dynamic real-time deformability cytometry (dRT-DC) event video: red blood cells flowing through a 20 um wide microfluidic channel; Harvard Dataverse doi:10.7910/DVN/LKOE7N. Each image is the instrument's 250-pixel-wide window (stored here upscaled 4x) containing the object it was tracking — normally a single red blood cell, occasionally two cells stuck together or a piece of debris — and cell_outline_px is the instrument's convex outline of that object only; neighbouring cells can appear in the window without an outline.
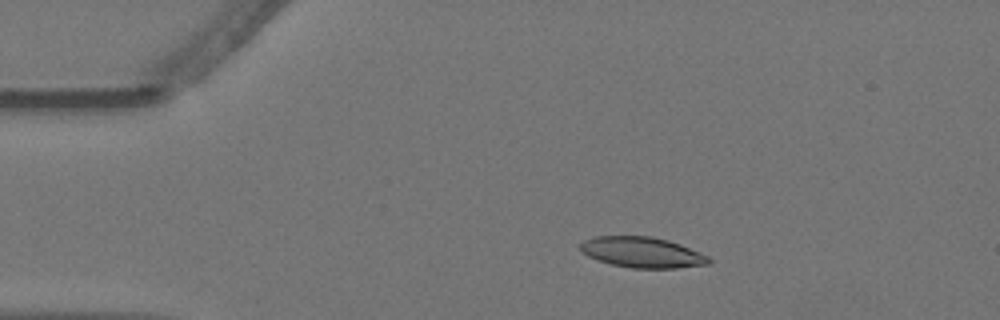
{"species": "Egyptian fruit bat (a non-hibernating species)", "species_latin": "Rousettus aegyptiacus", "temperature_condition": "warm", "stored_images_in_passage": 45, "camera_frame_rate_fps": 3000, "um_per_image_px": 0.085, "animal": {"sex": "female"}, "frame": {"image": 1, "passage_image": 7, "time_ms": 2.0, "image_size_px": [1000, 320], "cell_outline_px": [[712, 260], [708, 264], [676, 268], [632, 268], [612, 264], [596, 260], [580, 252], [580, 244], [584, 240], [596, 236], [652, 236], [668, 240], [680, 244], [708, 256]], "centroid_in_image_um": [54.56, 21.44], "position_along_channel_um": 30.4, "area_um2": 22.95}}
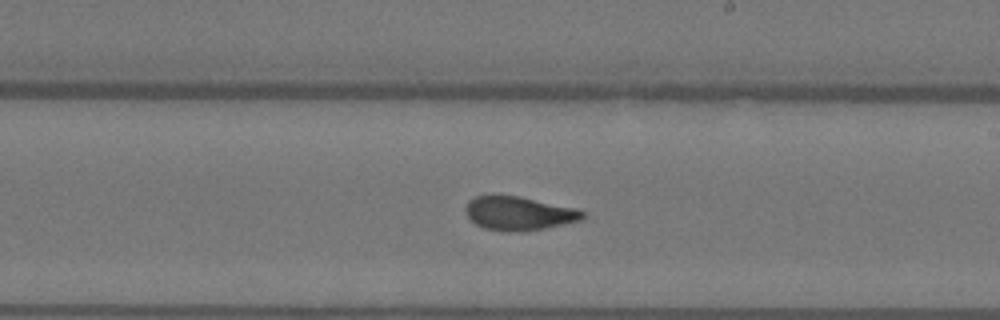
{"frame": {"image": 2, "passage_image": 29, "time_ms": 9.333, "image_size_px": [1000, 320], "cell_outline_px": [[584, 216], [580, 220], [544, 228], [520, 232], [504, 232], [484, 228], [476, 224], [464, 212], [464, 208], [468, 200], [476, 196], [520, 196], [576, 208], [584, 212]], "centroid_in_image_um": [44.07, 18.14], "position_along_channel_um": 244.9, "area_um2": 22.95}}
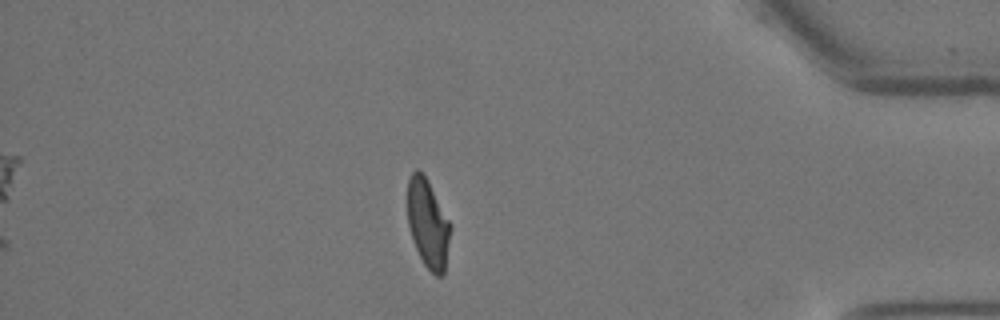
{"frame": {"image": 3, "passage_image": 45, "time_ms": 14.667, "image_size_px": [1000, 320], "cell_outline_px": [[452, 228], [444, 272], [440, 276], [436, 276], [424, 264], [412, 240], [408, 224], [408, 180], [412, 172], [416, 168], [424, 176], [452, 224]], "centroid_in_image_um": [36.38, 19.03], "position_along_channel_um": 398.8, "area_um2": 21.91}, "authors_computed_cell_mechanics": {"area_um2": 23.12, "velocity_mm_per_s": 3.5935, "shape_relaxation_time_tau1_ms": 6.5902, "shape_relaxation_time_tau2_ms": 1.5948, "deformation_change_tau1": 0.2078, "deformation_change_tau2": 0.0851}}